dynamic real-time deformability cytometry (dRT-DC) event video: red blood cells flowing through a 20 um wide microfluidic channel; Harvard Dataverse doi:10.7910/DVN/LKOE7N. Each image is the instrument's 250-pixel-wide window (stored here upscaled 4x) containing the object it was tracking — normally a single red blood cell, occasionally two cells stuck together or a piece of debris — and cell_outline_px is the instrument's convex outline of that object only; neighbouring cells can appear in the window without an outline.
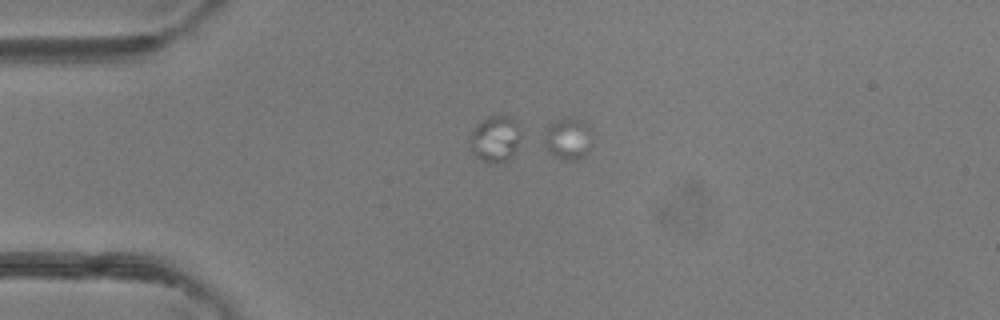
{"species": "common noctule bat (a hibernating species)", "species_latin": "Nyctalus noctula", "temperature_condition": "room temperature", "stored_images_in_passage": 17, "segment_of_instrument_passage": [2, 2], "camera_frame_rate_fps": 3000, "um_per_image_px": 0.085, "animal": {"sex": "female"}, "frame": {"image": 1, "passage_image": 12, "time_ms": 3.667, "image_size_px": [1000, 320], "cell_outline_px": [[588, 152], [584, 156], [576, 160], [560, 160], [552, 156], [544, 148], [544, 140], [548, 124], [564, 116], [576, 116], [588, 128]], "centroid_in_image_um": [48.19, 11.79], "position_along_channel_um": 36.8, "area_um2": 11.68}}
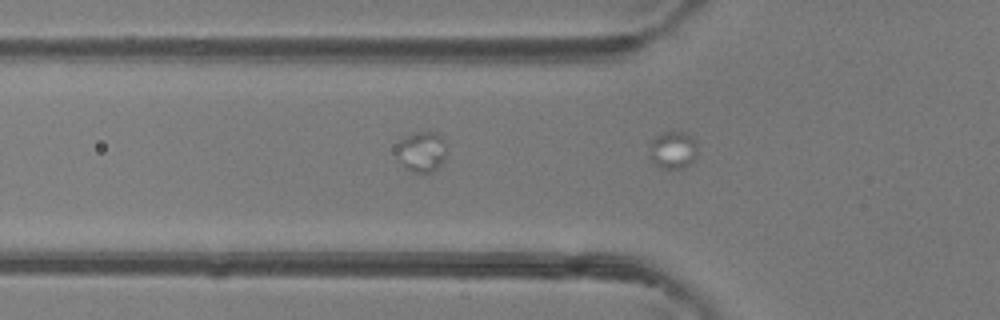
{"frame": {"image": 2, "passage_image": 17, "time_ms": 5.333, "image_size_px": [1000, 320], "cell_outline_px": [[696, 156], [684, 168], [660, 168], [648, 156], [648, 144], [656, 136], [664, 132], [688, 132], [692, 136], [696, 144]], "centroid_in_image_um": [57.16, 12.73], "position_along_channel_um": 68.6, "area_um2": 10.58}}